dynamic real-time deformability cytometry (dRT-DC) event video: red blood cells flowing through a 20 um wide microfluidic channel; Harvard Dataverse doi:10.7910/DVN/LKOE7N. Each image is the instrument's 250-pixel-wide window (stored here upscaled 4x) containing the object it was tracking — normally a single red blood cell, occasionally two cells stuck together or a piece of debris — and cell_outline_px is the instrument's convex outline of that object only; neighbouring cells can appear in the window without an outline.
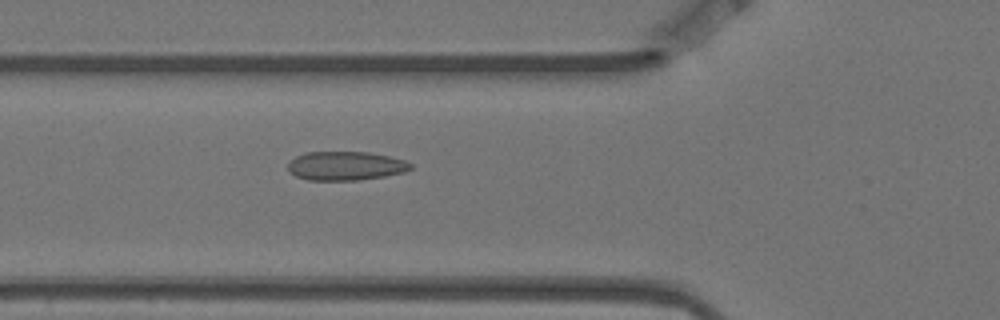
{"species": "Egyptian fruit bat (a non-hibernating species)", "species_latin": "Rousettus aegyptiacus", "temperature_condition": "warm", "stored_images_in_passage": 4, "camera_frame_rate_fps": 3000, "um_per_image_px": 0.085, "animal": {"sex": "female"}, "frame": {"image": 1, "passage_image": 4, "time_ms": 1.0, "image_size_px": [1000, 320], "cell_outline_px": [[412, 168], [404, 172], [384, 176], [360, 180], [308, 180], [296, 176], [288, 172], [288, 164], [296, 156], [304, 152], [368, 152], [388, 156], [404, 160], [412, 164]], "centroid_in_image_um": [29.36, 14.1], "position_along_channel_um": 96.4, "area_um2": 20.63}}